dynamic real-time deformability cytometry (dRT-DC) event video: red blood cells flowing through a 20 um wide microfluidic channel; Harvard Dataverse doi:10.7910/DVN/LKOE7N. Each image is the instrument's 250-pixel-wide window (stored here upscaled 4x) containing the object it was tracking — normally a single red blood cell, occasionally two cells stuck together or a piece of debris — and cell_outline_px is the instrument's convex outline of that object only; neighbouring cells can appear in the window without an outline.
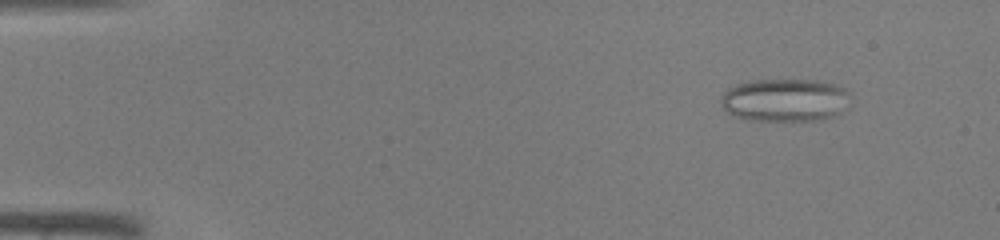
{"species": "common noctule bat (a hibernating species)", "species_latin": "Nyctalus noctula", "temperature_condition": "warm", "stored_images_in_passage": 45, "camera_frame_rate_fps": 3000, "um_per_image_px": 0.085, "animal": {"sex": "male", "body_mass_g": 19.0, "forearm_length_mm": 50.8}, "frame": {"image": 1, "passage_image": 5, "time_ms": 1.333, "image_size_px": [1000, 240], "cell_outline_px": [[848, 108], [836, 116], [816, 120], [748, 120], [732, 116], [720, 104], [720, 100], [724, 92], [728, 88], [736, 84], [748, 80], [816, 80], [836, 84], [844, 88], [848, 92]], "centroid_in_image_um": [66.71, 8.5], "position_along_channel_um": 18.3, "area_um2": 32.71}}
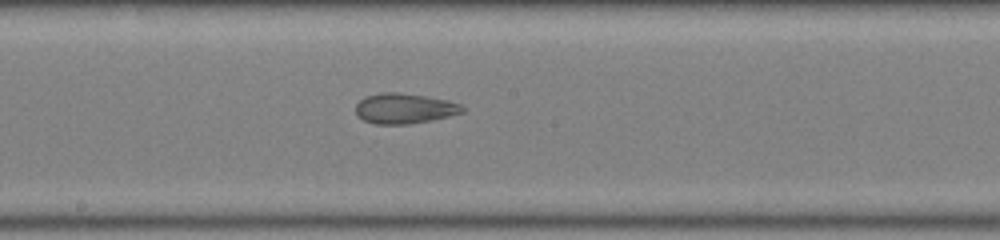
{"frame": {"image": 2, "passage_image": 25, "time_ms": 8.0, "image_size_px": [1000, 240], "cell_outline_px": [[464, 112], [432, 120], [408, 124], [376, 124], [364, 120], [356, 116], [356, 104], [364, 96], [380, 92], [396, 92], [428, 96], [448, 100], [460, 104], [464, 108]], "centroid_in_image_um": [34.35, 9.21], "position_along_channel_um": 213.8, "area_um2": 18.96}}
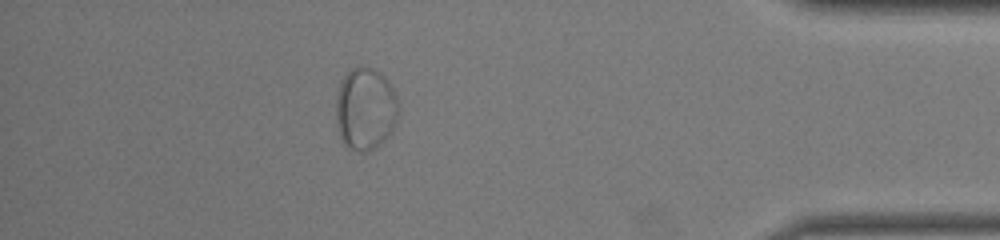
{"frame": {"image": 3, "passage_image": 40, "time_ms": 13.0, "image_size_px": [1000, 240], "cell_outline_px": [[400, 112], [392, 132], [376, 148], [364, 152], [352, 148], [344, 144], [340, 136], [336, 120], [336, 96], [340, 84], [344, 76], [352, 68], [372, 68], [380, 72], [388, 80], [400, 104]], "centroid_in_image_um": [31.09, 9.26], "position_along_channel_um": 404.1, "area_um2": 30.11}}